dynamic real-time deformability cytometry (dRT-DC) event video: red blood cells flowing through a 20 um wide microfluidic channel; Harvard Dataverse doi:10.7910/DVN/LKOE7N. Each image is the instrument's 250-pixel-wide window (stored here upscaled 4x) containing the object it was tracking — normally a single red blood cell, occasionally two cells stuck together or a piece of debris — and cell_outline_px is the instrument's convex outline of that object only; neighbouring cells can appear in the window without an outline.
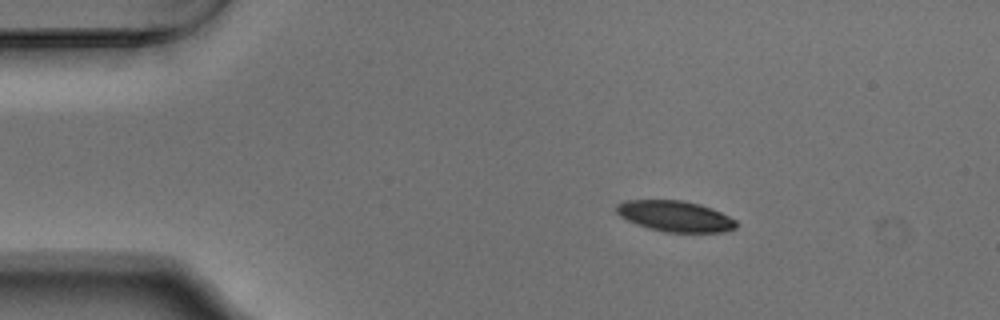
{"species": "Egyptian fruit bat (a non-hibernating species)", "species_latin": "Rousettus aegyptiacus", "temperature_condition": "warm", "stored_images_in_passage": 24, "camera_frame_rate_fps": 3000, "um_per_image_px": 0.085, "animal": {"sex": "male"}, "frame": {"image": 1, "passage_image": 9, "time_ms": 2.667, "image_size_px": [1000, 320], "cell_outline_px": [[736, 228], [724, 232], [664, 232], [648, 228], [636, 224], [620, 216], [616, 212], [616, 204], [624, 200], [680, 200], [700, 204], [712, 208], [736, 220]], "centroid_in_image_um": [57.37, 18.37], "position_along_channel_um": 27.6, "area_um2": 21.56}}
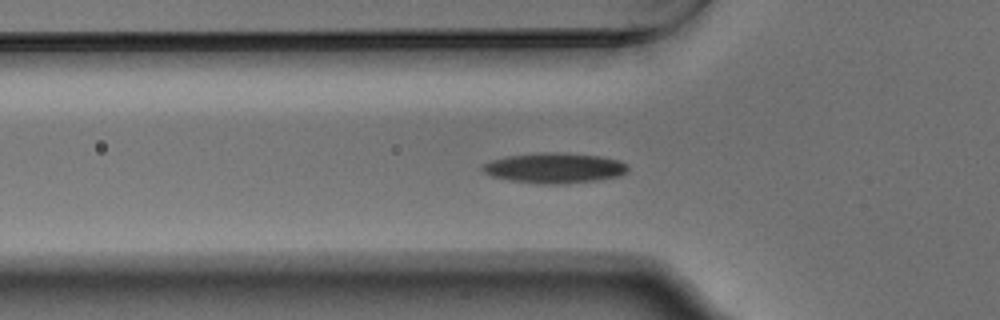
{"frame": {"image": 2, "passage_image": 18, "time_ms": 5.667, "image_size_px": [1000, 320], "cell_outline_px": [[628, 172], [620, 176], [596, 180], [556, 184], [540, 184], [508, 180], [492, 176], [484, 172], [480, 168], [480, 164], [492, 160], [508, 156], [540, 152], [552, 152], [600, 156], [620, 160], [628, 164]], "centroid_in_image_um": [47.12, 14.28], "position_along_channel_um": 78.7, "area_um2": 25.72}}
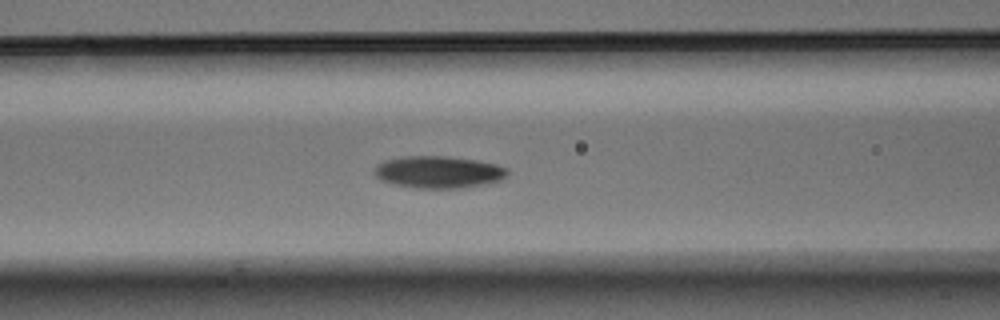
{"frame": {"image": 3, "passage_image": 22, "time_ms": 7.0, "image_size_px": [1000, 320], "cell_outline_px": [[508, 176], [500, 180], [484, 184], [460, 188], [416, 188], [396, 184], [380, 180], [372, 172], [376, 164], [384, 160], [404, 156], [448, 156], [476, 160], [496, 164], [508, 168]], "centroid_in_image_um": [37.26, 14.61], "position_along_channel_um": 129.3, "area_um2": 25.03}}